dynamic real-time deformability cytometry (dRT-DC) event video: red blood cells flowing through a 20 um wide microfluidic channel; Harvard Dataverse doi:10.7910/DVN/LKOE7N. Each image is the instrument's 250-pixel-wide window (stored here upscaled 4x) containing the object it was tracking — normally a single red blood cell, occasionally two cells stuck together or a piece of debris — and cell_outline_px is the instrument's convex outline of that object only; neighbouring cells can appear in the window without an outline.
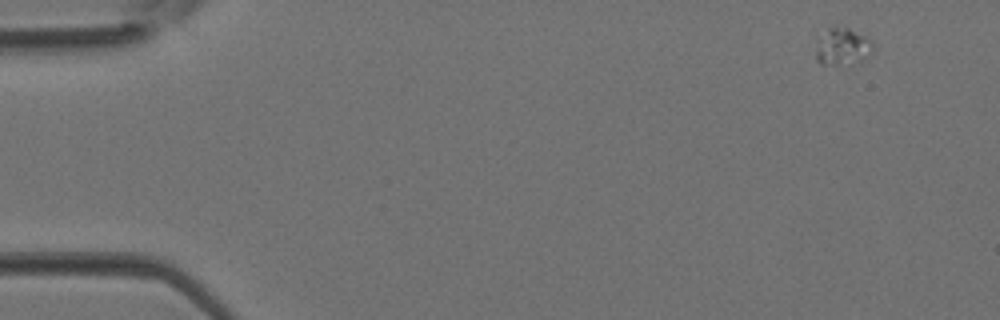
{"species": "Egyptian fruit bat (a non-hibernating species)", "species_latin": "Rousettus aegyptiacus", "temperature_condition": "room temperature", "stored_images_in_passage": 3, "camera_frame_rate_fps": 3000, "um_per_image_px": 0.085, "animal": {"sex": "female"}, "frame": {"image": 1, "passage_image": 1, "time_ms": 0.0, "image_size_px": [1000, 320], "cell_outline_px": [[872, 48], [836, 64], [820, 64], [816, 60], [816, 40], [828, 28], [848, 28], [872, 40]], "centroid_in_image_um": [71.43, 3.87], "position_along_channel_um": 13.6, "area_um2": 10.87}}
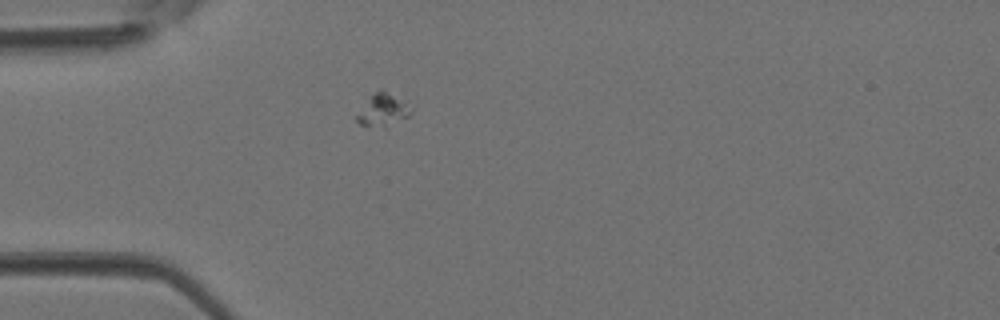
{"frame": {"image": 2, "passage_image": 3, "time_ms": 0.667, "image_size_px": [1000, 320], "cell_outline_px": [[412, 112], [408, 116], [384, 128], [360, 124], [356, 120], [356, 116], [368, 96], [380, 88], [412, 108]], "centroid_in_image_um": [32.5, 9.36], "position_along_channel_um": 52.5, "area_um2": 10.0}}